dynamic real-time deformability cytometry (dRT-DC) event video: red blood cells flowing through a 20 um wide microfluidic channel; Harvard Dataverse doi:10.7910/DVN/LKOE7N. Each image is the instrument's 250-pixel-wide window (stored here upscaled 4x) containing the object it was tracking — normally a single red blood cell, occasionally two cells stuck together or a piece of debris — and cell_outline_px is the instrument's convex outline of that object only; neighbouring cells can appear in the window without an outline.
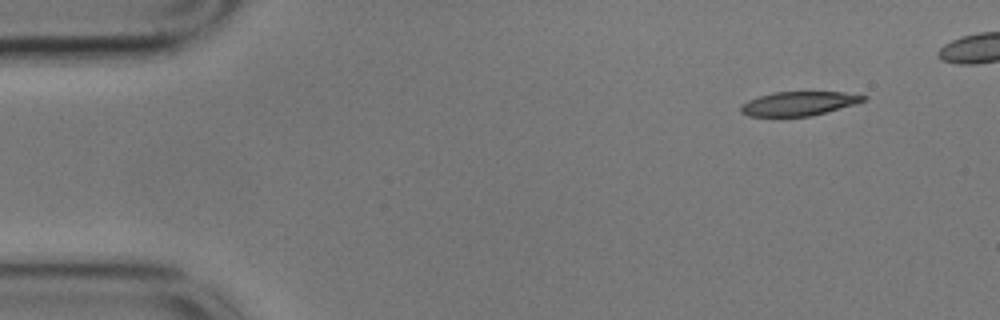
{"species": "common noctule bat (a hibernating species)", "species_latin": "Nyctalus noctula", "temperature_condition": "cold", "stored_images_in_passage": 46, "camera_frame_rate_fps": 3000, "um_per_image_px": 0.085, "animal": {"sex": "male", "body_mass_g": 17.9}, "frame": {"image": 1, "passage_image": 1, "time_ms": 0.0, "image_size_px": [1000, 320], "cell_outline_px": [[868, 100], [856, 104], [812, 116], [748, 116], [740, 112], [740, 108], [748, 100], [772, 92], [844, 92], [868, 96]], "centroid_in_image_um": [67.95, 8.8], "position_along_channel_um": 17.1, "area_um2": 17.22}}
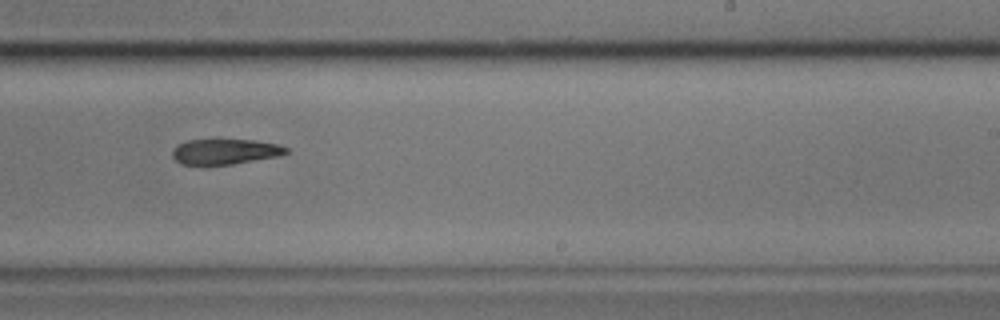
{"frame": {"image": 2, "passage_image": 30, "time_ms": 9.667, "image_size_px": [1000, 320], "cell_outline_px": [[288, 152], [276, 156], [232, 164], [180, 164], [172, 156], [172, 152], [180, 144], [188, 140], [216, 136], [220, 136], [252, 140], [276, 144], [288, 148]], "centroid_in_image_um": [19.09, 12.82], "position_along_channel_um": 269.9, "area_um2": 17.28}}
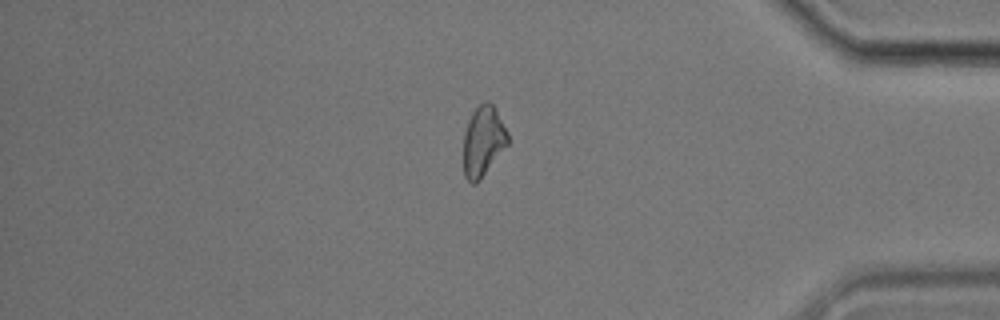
{"frame": {"image": 3, "passage_image": 43, "time_ms": 14.0, "image_size_px": [1000, 320], "cell_outline_px": [[508, 144], [480, 180], [476, 184], [472, 184], [464, 176], [464, 132], [468, 120], [472, 112], [480, 104], [488, 100], [492, 104], [508, 132]], "centroid_in_image_um": [41.06, 12.01], "position_along_channel_um": 394.1, "area_um2": 18.03}, "authors_computed_cell_mechanics": {"area_um2": 18.6694, "velocity_mm_per_s": 3.5346, "shape_relaxation_time_tau1_ms": 5.9842, "shape_relaxation_time_tau2_ms": null, "deformation_change_tau1": 0.1359, "deformation_change_tau2": null}}